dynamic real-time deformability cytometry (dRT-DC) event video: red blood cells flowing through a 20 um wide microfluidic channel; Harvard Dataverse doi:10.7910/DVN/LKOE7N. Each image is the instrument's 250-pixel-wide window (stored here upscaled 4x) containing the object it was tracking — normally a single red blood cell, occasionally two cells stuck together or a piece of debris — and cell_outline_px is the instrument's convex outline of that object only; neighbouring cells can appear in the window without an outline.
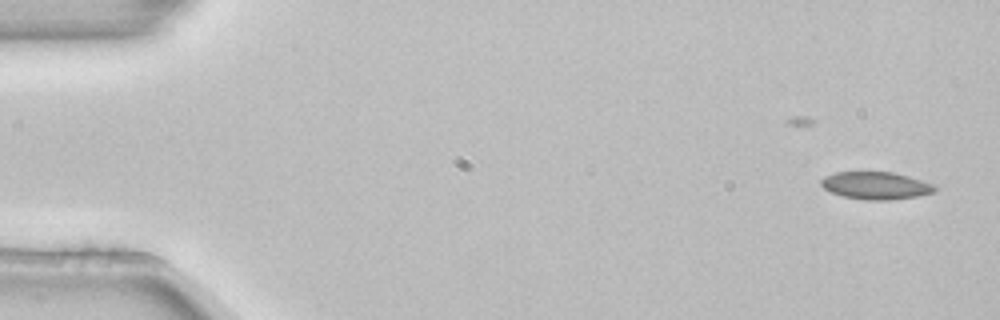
{"species": "common noctule bat (a hibernating species)", "species_latin": "Nyctalus noctula", "temperature_condition": "room temperature", "stored_images_in_passage": 5, "camera_frame_rate_fps": 3000, "um_per_image_px": 0.085, "animal": {"sex": "female", "body_mass_g": 22.7, "forearm_length_mm": 54.2}, "frame": {"image": 1, "passage_image": 2, "time_ms": 0.333, "image_size_px": [1000, 320], "cell_outline_px": [[936, 192], [916, 196], [892, 200], [864, 200], [844, 196], [832, 192], [824, 188], [820, 184], [820, 180], [824, 176], [836, 172], [892, 172], [908, 176], [932, 184], [936, 188]], "centroid_in_image_um": [74.43, 15.77], "position_along_channel_um": 10.6, "area_um2": 18.09}}
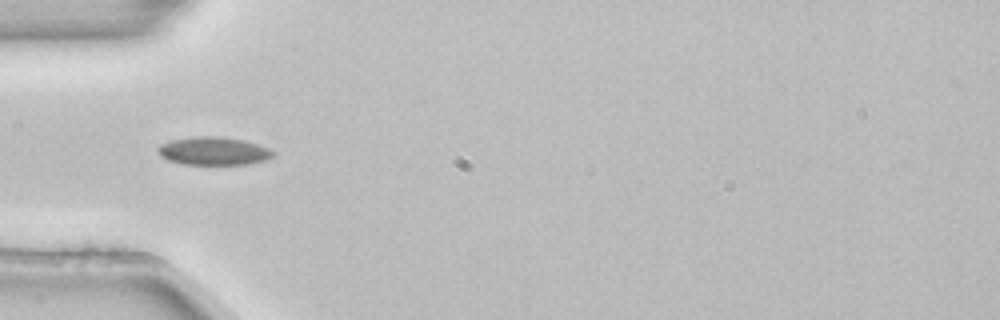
{"frame": {"image": 2, "passage_image": 5, "time_ms": 1.333, "image_size_px": [1000, 320], "cell_outline_px": [[276, 152], [272, 156], [264, 160], [248, 164], [184, 164], [168, 160], [160, 156], [156, 148], [160, 144], [172, 140], [196, 136], [216, 136], [244, 140], [268, 148]], "centroid_in_image_um": [18.12, 12.83], "position_along_channel_um": 66.9, "area_um2": 18.73}}